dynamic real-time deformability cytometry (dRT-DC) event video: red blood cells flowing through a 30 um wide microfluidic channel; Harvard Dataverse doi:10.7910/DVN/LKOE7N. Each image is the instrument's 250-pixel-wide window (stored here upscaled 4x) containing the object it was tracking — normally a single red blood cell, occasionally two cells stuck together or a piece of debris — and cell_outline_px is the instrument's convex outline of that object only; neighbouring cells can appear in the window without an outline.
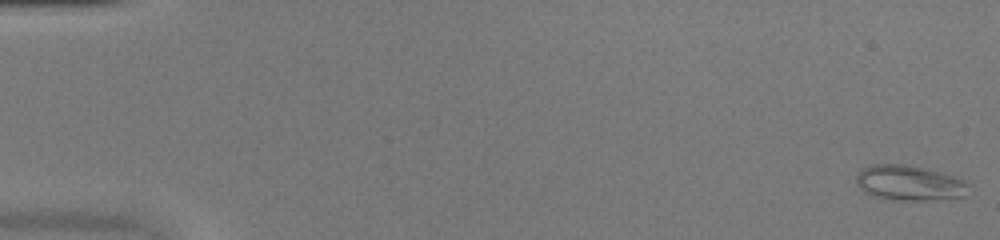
{"species": "common noctule bat (a hibernating species)", "species_latin": "Nyctalus noctula", "temperature_condition": "warm", "stored_images_in_passage": 51, "camera_frame_rate_fps": 3000, "um_per_image_px": 0.085, "animal": {"sex": "female", "body_mass_g": 20.0, "forearm_length_mm": 54.0}, "frame": {"image": 1, "passage_image": 1, "time_ms": 0.0, "image_size_px": [1000, 240], "cell_outline_px": [[968, 196], [920, 200], [888, 200], [872, 196], [864, 192], [856, 184], [856, 176], [864, 168], [872, 164], [908, 164], [924, 168], [952, 176], [964, 180], [968, 184]], "centroid_in_image_um": [77.26, 15.56], "position_along_channel_um": 7.7, "area_um2": 23.0}}
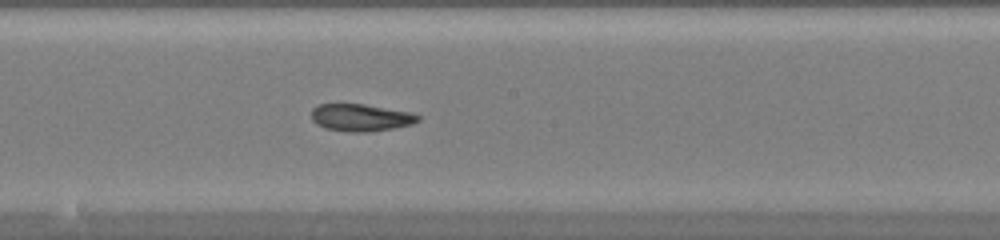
{"frame": {"image": 2, "passage_image": 29, "time_ms": 9.333, "image_size_px": [1000, 240], "cell_outline_px": [[420, 120], [412, 124], [396, 128], [368, 132], [352, 132], [324, 128], [316, 124], [312, 120], [312, 108], [320, 104], [364, 104], [408, 112], [420, 116]], "centroid_in_image_um": [30.65, 10.0], "position_along_channel_um": 217.5, "area_um2": 16.88}}
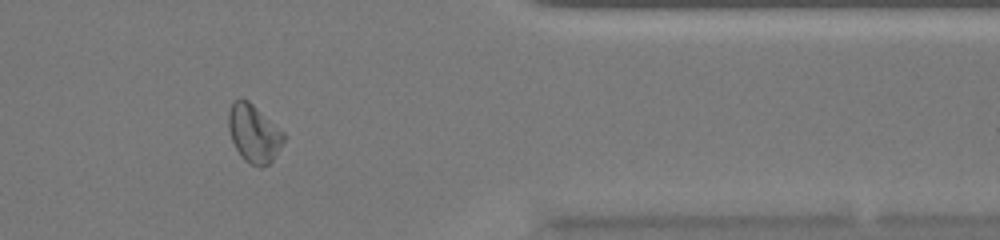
{"frame": {"image": 3, "passage_image": 43, "time_ms": 14.0, "image_size_px": [1000, 240], "cell_outline_px": [[284, 140], [272, 160], [268, 164], [260, 168], [244, 160], [240, 156], [232, 140], [228, 128], [228, 112], [232, 104], [240, 96], [248, 100], [284, 132]], "centroid_in_image_um": [21.55, 11.33], "position_along_channel_um": 389.8, "area_um2": 18.5}, "authors_computed_cell_mechanics": {"area_um2": 18.785, "velocity_mm_per_s": 4.056, "shape_relaxation_time_tau1_ms": null, "shape_relaxation_time_tau2_ms": 5.9548, "deformation_change_tau1": null, "deformation_change_tau2": 0.105}}